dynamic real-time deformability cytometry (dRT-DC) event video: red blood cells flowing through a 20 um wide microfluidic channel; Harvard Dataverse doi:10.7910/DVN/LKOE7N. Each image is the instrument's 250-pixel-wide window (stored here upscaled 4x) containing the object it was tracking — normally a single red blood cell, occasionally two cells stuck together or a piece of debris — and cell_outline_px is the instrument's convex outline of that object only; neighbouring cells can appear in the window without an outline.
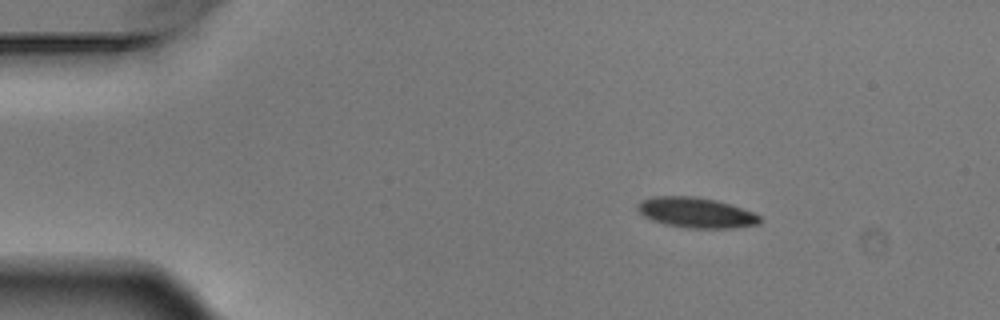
{"species": "Egyptian fruit bat (a non-hibernating species)", "species_latin": "Rousettus aegyptiacus", "temperature_condition": "warm", "stored_images_in_passage": 3, "camera_frame_rate_fps": 3000, "um_per_image_px": 0.085, "animal": {"sex": "male"}, "frame": {"image": 1, "passage_image": 1, "time_ms": 0.0, "image_size_px": [1000, 320], "cell_outline_px": [[760, 224], [732, 228], [688, 228], [664, 224], [652, 220], [644, 216], [636, 208], [636, 204], [640, 200], [652, 196], [696, 196], [716, 200], [752, 212], [760, 216]], "centroid_in_image_um": [59.11, 18.07], "position_along_channel_um": 25.9, "area_um2": 21.62}}